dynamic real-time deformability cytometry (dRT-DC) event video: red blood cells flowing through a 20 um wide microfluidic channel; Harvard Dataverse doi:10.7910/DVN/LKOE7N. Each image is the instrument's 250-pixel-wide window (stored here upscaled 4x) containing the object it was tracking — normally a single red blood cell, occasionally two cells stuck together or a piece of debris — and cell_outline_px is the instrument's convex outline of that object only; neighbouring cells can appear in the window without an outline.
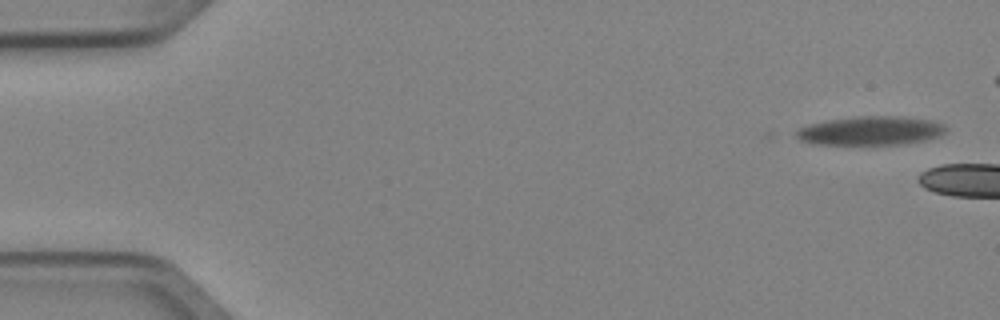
{"species": "Egyptian fruit bat (a non-hibernating species)", "species_latin": "Rousettus aegyptiacus", "temperature_condition": "cold", "stored_images_in_passage": 3, "camera_frame_rate_fps": 3000, "um_per_image_px": 0.085, "animal": {"sex": "female"}, "frame": {"image": 1, "passage_image": 1, "time_ms": 0.0, "image_size_px": [1000, 320], "cell_outline_px": [[948, 128], [940, 136], [928, 140], [904, 144], [816, 144], [800, 140], [796, 136], [796, 132], [800, 128], [808, 124], [828, 120], [856, 116], [900, 116], [932, 120], [944, 124]], "centroid_in_image_um": [74.06, 11.11], "position_along_channel_um": 10.9, "area_um2": 25.26}}